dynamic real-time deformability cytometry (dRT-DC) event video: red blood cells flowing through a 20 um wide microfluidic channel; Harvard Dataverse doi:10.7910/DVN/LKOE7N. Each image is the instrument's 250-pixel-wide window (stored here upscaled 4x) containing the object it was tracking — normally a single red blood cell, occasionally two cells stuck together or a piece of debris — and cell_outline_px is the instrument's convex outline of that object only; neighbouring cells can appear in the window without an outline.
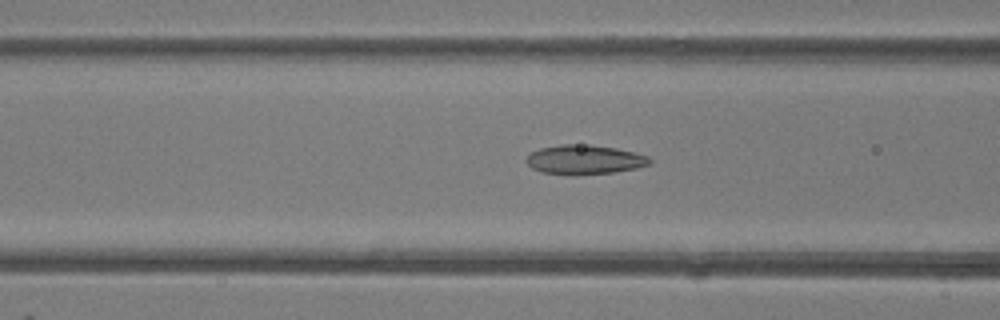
{"species": "common noctule bat (a hibernating species)", "species_latin": "Nyctalus noctula", "temperature_condition": "room temperature", "stored_images_in_passage": 44, "camera_frame_rate_fps": 3000, "um_per_image_px": 0.085, "animal": {"sex": "female"}, "frame": {"image": 1, "passage_image": 15, "time_ms": 4.667, "image_size_px": [1000, 320], "cell_outline_px": [[652, 160], [648, 164], [636, 168], [616, 172], [568, 176], [540, 172], [532, 168], [524, 160], [528, 152], [540, 148], [560, 144], [592, 144], [616, 148], [648, 156]], "centroid_in_image_um": [49.6, 13.57], "position_along_channel_um": 117.0, "area_um2": 21.56}}
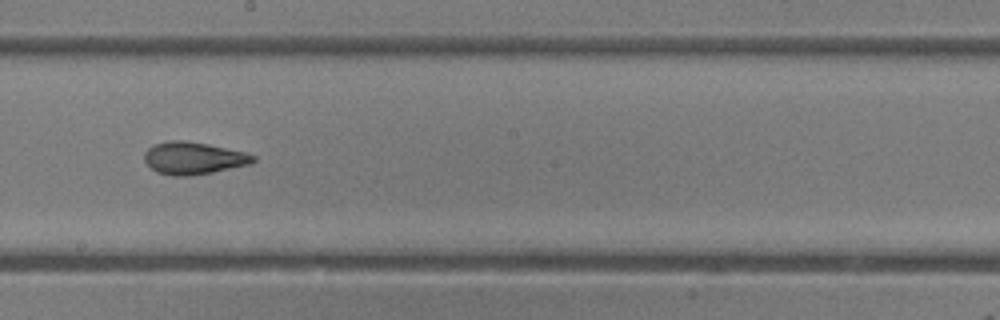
{"frame": {"image": 2, "passage_image": 23, "time_ms": 7.333, "image_size_px": [1000, 320], "cell_outline_px": [[256, 160], [252, 164], [192, 176], [172, 176], [156, 172], [144, 160], [144, 152], [148, 148], [156, 144], [168, 140], [184, 140], [208, 144], [244, 152], [256, 156]], "centroid_in_image_um": [16.45, 13.45], "position_along_channel_um": 231.8, "area_um2": 20.58}}
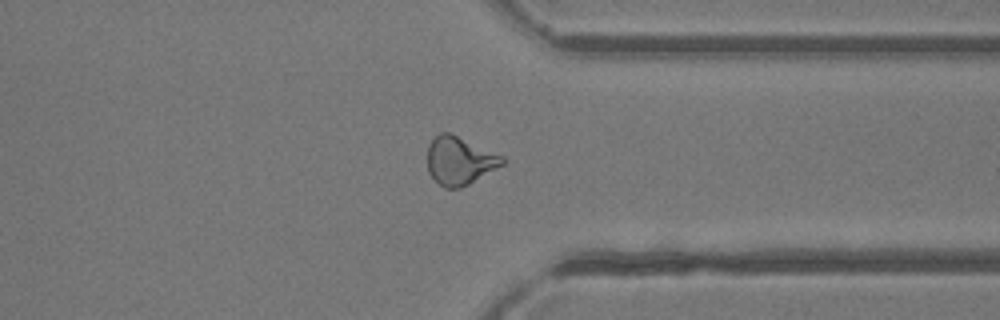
{"frame": {"image": 3, "passage_image": 33, "time_ms": 10.667, "image_size_px": [1000, 320], "cell_outline_px": [[504, 164], [468, 184], [460, 188], [444, 188], [428, 172], [428, 144], [440, 132], [448, 132], [504, 156]], "centroid_in_image_um": [39.06, 13.66], "position_along_channel_um": 372.3, "area_um2": 20.69}, "authors_computed_cell_mechanics": {"area_um2": 21.5594, "velocity_mm_per_s": 4.2914, "shape_relaxation_time_tau1_ms": null, "shape_relaxation_time_tau2_ms": 1.8015, "deformation_change_tau1": null, "deformation_change_tau2": 0.0762}}